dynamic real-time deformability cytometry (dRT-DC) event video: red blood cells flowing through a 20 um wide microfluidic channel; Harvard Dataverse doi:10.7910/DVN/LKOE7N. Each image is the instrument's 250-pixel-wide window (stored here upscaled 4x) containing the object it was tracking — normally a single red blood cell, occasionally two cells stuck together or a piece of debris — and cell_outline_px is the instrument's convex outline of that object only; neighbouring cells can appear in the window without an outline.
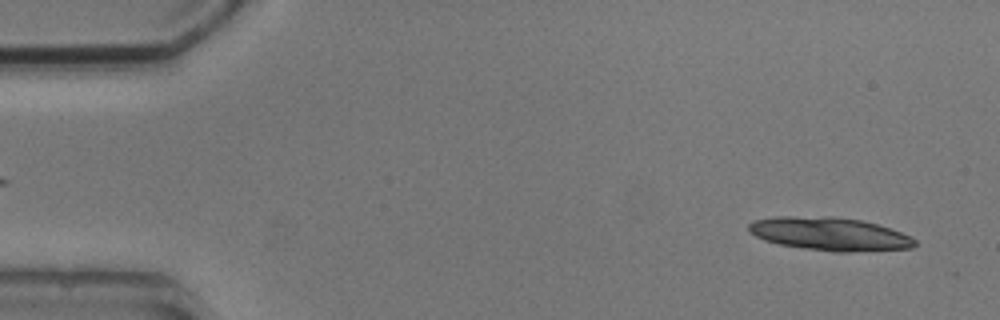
{"species": "common noctule bat (a hibernating species)", "species_latin": "Nyctalus noctula", "temperature_condition": "cold", "stored_images_in_passage": 6, "segment_of_instrument_passage": [2, 2], "camera_frame_rate_fps": 3000, "um_per_image_px": 0.085, "animal": {"sex": "male", "body_mass_g": 20.5, "forearm_length_mm": 52.5}, "frame": {"image": 1, "passage_image": 6, "time_ms": 6.0, "image_size_px": [1000, 320], "cell_outline_px": [[916, 244], [912, 248], [848, 252], [836, 252], [804, 248], [780, 244], [764, 240], [756, 236], [748, 228], [748, 224], [752, 220], [776, 216], [832, 216], [860, 220], [876, 224], [900, 232], [916, 240]], "centroid_in_image_um": [70.49, 19.87], "position_along_channel_um": 14.5, "area_um2": 31.96}}